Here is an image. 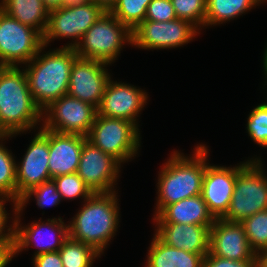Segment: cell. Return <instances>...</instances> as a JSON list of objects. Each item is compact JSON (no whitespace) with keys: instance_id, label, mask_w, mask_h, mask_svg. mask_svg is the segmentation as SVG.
Listing matches in <instances>:
<instances>
[{"instance_id":"obj_1","label":"cell","mask_w":267,"mask_h":267,"mask_svg":"<svg viewBox=\"0 0 267 267\" xmlns=\"http://www.w3.org/2000/svg\"><path fill=\"white\" fill-rule=\"evenodd\" d=\"M209 149L200 144L194 148V154L185 156L173 151L168 161L162 166L158 176V198L155 215L167 205L201 194L203 177L208 164Z\"/></svg>"},{"instance_id":"obj_2","label":"cell","mask_w":267,"mask_h":267,"mask_svg":"<svg viewBox=\"0 0 267 267\" xmlns=\"http://www.w3.org/2000/svg\"><path fill=\"white\" fill-rule=\"evenodd\" d=\"M41 118L42 110L29 90L24 69L0 66V135L31 132Z\"/></svg>"},{"instance_id":"obj_3","label":"cell","mask_w":267,"mask_h":267,"mask_svg":"<svg viewBox=\"0 0 267 267\" xmlns=\"http://www.w3.org/2000/svg\"><path fill=\"white\" fill-rule=\"evenodd\" d=\"M45 47L44 45L24 68L29 90L41 110L68 94L71 69L78 57L74 48L63 47L41 55Z\"/></svg>"},{"instance_id":"obj_4","label":"cell","mask_w":267,"mask_h":267,"mask_svg":"<svg viewBox=\"0 0 267 267\" xmlns=\"http://www.w3.org/2000/svg\"><path fill=\"white\" fill-rule=\"evenodd\" d=\"M84 202L68 224L69 237L103 254L120 222L117 193H93Z\"/></svg>"},{"instance_id":"obj_5","label":"cell","mask_w":267,"mask_h":267,"mask_svg":"<svg viewBox=\"0 0 267 267\" xmlns=\"http://www.w3.org/2000/svg\"><path fill=\"white\" fill-rule=\"evenodd\" d=\"M132 44V31L111 12H104L75 46L79 58L111 64L125 43Z\"/></svg>"},{"instance_id":"obj_6","label":"cell","mask_w":267,"mask_h":267,"mask_svg":"<svg viewBox=\"0 0 267 267\" xmlns=\"http://www.w3.org/2000/svg\"><path fill=\"white\" fill-rule=\"evenodd\" d=\"M261 158H251L239 171L228 211L222 217L241 223L259 211L267 210V174Z\"/></svg>"},{"instance_id":"obj_7","label":"cell","mask_w":267,"mask_h":267,"mask_svg":"<svg viewBox=\"0 0 267 267\" xmlns=\"http://www.w3.org/2000/svg\"><path fill=\"white\" fill-rule=\"evenodd\" d=\"M138 127L132 121L97 115L87 139L124 164L136 156L141 146Z\"/></svg>"},{"instance_id":"obj_8","label":"cell","mask_w":267,"mask_h":267,"mask_svg":"<svg viewBox=\"0 0 267 267\" xmlns=\"http://www.w3.org/2000/svg\"><path fill=\"white\" fill-rule=\"evenodd\" d=\"M43 46V36L37 30L0 8V66L27 64Z\"/></svg>"},{"instance_id":"obj_9","label":"cell","mask_w":267,"mask_h":267,"mask_svg":"<svg viewBox=\"0 0 267 267\" xmlns=\"http://www.w3.org/2000/svg\"><path fill=\"white\" fill-rule=\"evenodd\" d=\"M97 116V108L68 94L42 110L41 127L62 134L87 137Z\"/></svg>"},{"instance_id":"obj_10","label":"cell","mask_w":267,"mask_h":267,"mask_svg":"<svg viewBox=\"0 0 267 267\" xmlns=\"http://www.w3.org/2000/svg\"><path fill=\"white\" fill-rule=\"evenodd\" d=\"M20 208H14V257L28 247L36 246L38 249L33 256L41 253L56 252L64 241L69 237L68 224L64 223L63 218L58 217L47 219L44 222L33 221L30 225L21 226ZM35 242V243H34ZM34 244V245H33Z\"/></svg>"},{"instance_id":"obj_11","label":"cell","mask_w":267,"mask_h":267,"mask_svg":"<svg viewBox=\"0 0 267 267\" xmlns=\"http://www.w3.org/2000/svg\"><path fill=\"white\" fill-rule=\"evenodd\" d=\"M104 12L99 5L93 2L73 8H59L49 12L47 28L43 34V44L47 47L52 40L72 38V42L63 46V48H75L86 31Z\"/></svg>"},{"instance_id":"obj_12","label":"cell","mask_w":267,"mask_h":267,"mask_svg":"<svg viewBox=\"0 0 267 267\" xmlns=\"http://www.w3.org/2000/svg\"><path fill=\"white\" fill-rule=\"evenodd\" d=\"M200 31L189 21H143L132 31L131 46L140 49H171L189 43Z\"/></svg>"},{"instance_id":"obj_13","label":"cell","mask_w":267,"mask_h":267,"mask_svg":"<svg viewBox=\"0 0 267 267\" xmlns=\"http://www.w3.org/2000/svg\"><path fill=\"white\" fill-rule=\"evenodd\" d=\"M121 163L87 138L84 140L77 174L93 193L113 192Z\"/></svg>"},{"instance_id":"obj_14","label":"cell","mask_w":267,"mask_h":267,"mask_svg":"<svg viewBox=\"0 0 267 267\" xmlns=\"http://www.w3.org/2000/svg\"><path fill=\"white\" fill-rule=\"evenodd\" d=\"M21 162L16 163L17 203L32 188L51 180L49 174V130L39 127Z\"/></svg>"},{"instance_id":"obj_15","label":"cell","mask_w":267,"mask_h":267,"mask_svg":"<svg viewBox=\"0 0 267 267\" xmlns=\"http://www.w3.org/2000/svg\"><path fill=\"white\" fill-rule=\"evenodd\" d=\"M110 64L77 57L71 69L68 95L98 108L104 89L111 78Z\"/></svg>"},{"instance_id":"obj_16","label":"cell","mask_w":267,"mask_h":267,"mask_svg":"<svg viewBox=\"0 0 267 267\" xmlns=\"http://www.w3.org/2000/svg\"><path fill=\"white\" fill-rule=\"evenodd\" d=\"M147 100L148 94L143 89L110 78L97 108V115L132 121L138 126V114Z\"/></svg>"},{"instance_id":"obj_17","label":"cell","mask_w":267,"mask_h":267,"mask_svg":"<svg viewBox=\"0 0 267 267\" xmlns=\"http://www.w3.org/2000/svg\"><path fill=\"white\" fill-rule=\"evenodd\" d=\"M249 161L241 162L239 166L234 167L210 165L209 163L206 165L201 196L214 218H222L228 211L237 174Z\"/></svg>"},{"instance_id":"obj_18","label":"cell","mask_w":267,"mask_h":267,"mask_svg":"<svg viewBox=\"0 0 267 267\" xmlns=\"http://www.w3.org/2000/svg\"><path fill=\"white\" fill-rule=\"evenodd\" d=\"M212 255L234 261H257L258 256L250 248L243 225L215 218L210 230Z\"/></svg>"},{"instance_id":"obj_19","label":"cell","mask_w":267,"mask_h":267,"mask_svg":"<svg viewBox=\"0 0 267 267\" xmlns=\"http://www.w3.org/2000/svg\"><path fill=\"white\" fill-rule=\"evenodd\" d=\"M156 235L167 245L204 257L210 250L212 225L156 223Z\"/></svg>"},{"instance_id":"obj_20","label":"cell","mask_w":267,"mask_h":267,"mask_svg":"<svg viewBox=\"0 0 267 267\" xmlns=\"http://www.w3.org/2000/svg\"><path fill=\"white\" fill-rule=\"evenodd\" d=\"M77 134H62L49 131V174L51 179L76 173L84 140Z\"/></svg>"},{"instance_id":"obj_21","label":"cell","mask_w":267,"mask_h":267,"mask_svg":"<svg viewBox=\"0 0 267 267\" xmlns=\"http://www.w3.org/2000/svg\"><path fill=\"white\" fill-rule=\"evenodd\" d=\"M153 220L154 223L213 225L215 218L200 194L167 205Z\"/></svg>"},{"instance_id":"obj_22","label":"cell","mask_w":267,"mask_h":267,"mask_svg":"<svg viewBox=\"0 0 267 267\" xmlns=\"http://www.w3.org/2000/svg\"><path fill=\"white\" fill-rule=\"evenodd\" d=\"M204 256L165 244L156 234L152 238L146 267H202Z\"/></svg>"},{"instance_id":"obj_23","label":"cell","mask_w":267,"mask_h":267,"mask_svg":"<svg viewBox=\"0 0 267 267\" xmlns=\"http://www.w3.org/2000/svg\"><path fill=\"white\" fill-rule=\"evenodd\" d=\"M0 8L20 23L37 30L42 36L49 12L42 0H1Z\"/></svg>"},{"instance_id":"obj_24","label":"cell","mask_w":267,"mask_h":267,"mask_svg":"<svg viewBox=\"0 0 267 267\" xmlns=\"http://www.w3.org/2000/svg\"><path fill=\"white\" fill-rule=\"evenodd\" d=\"M258 5L256 0H206L204 27L230 22Z\"/></svg>"},{"instance_id":"obj_25","label":"cell","mask_w":267,"mask_h":267,"mask_svg":"<svg viewBox=\"0 0 267 267\" xmlns=\"http://www.w3.org/2000/svg\"><path fill=\"white\" fill-rule=\"evenodd\" d=\"M12 135H0V197L14 200L17 203L16 161L14 155L3 145L6 138Z\"/></svg>"},{"instance_id":"obj_26","label":"cell","mask_w":267,"mask_h":267,"mask_svg":"<svg viewBox=\"0 0 267 267\" xmlns=\"http://www.w3.org/2000/svg\"><path fill=\"white\" fill-rule=\"evenodd\" d=\"M64 267H91L101 254L94 248L68 237L58 250Z\"/></svg>"},{"instance_id":"obj_27","label":"cell","mask_w":267,"mask_h":267,"mask_svg":"<svg viewBox=\"0 0 267 267\" xmlns=\"http://www.w3.org/2000/svg\"><path fill=\"white\" fill-rule=\"evenodd\" d=\"M243 225L250 248L258 256L267 250V210L244 219Z\"/></svg>"},{"instance_id":"obj_28","label":"cell","mask_w":267,"mask_h":267,"mask_svg":"<svg viewBox=\"0 0 267 267\" xmlns=\"http://www.w3.org/2000/svg\"><path fill=\"white\" fill-rule=\"evenodd\" d=\"M152 0H118L110 11L122 24L133 31L146 18V11Z\"/></svg>"},{"instance_id":"obj_29","label":"cell","mask_w":267,"mask_h":267,"mask_svg":"<svg viewBox=\"0 0 267 267\" xmlns=\"http://www.w3.org/2000/svg\"><path fill=\"white\" fill-rule=\"evenodd\" d=\"M52 180L64 200H73L82 197L85 201L93 194L77 173L60 175Z\"/></svg>"},{"instance_id":"obj_30","label":"cell","mask_w":267,"mask_h":267,"mask_svg":"<svg viewBox=\"0 0 267 267\" xmlns=\"http://www.w3.org/2000/svg\"><path fill=\"white\" fill-rule=\"evenodd\" d=\"M171 2L177 18L189 21L198 30L203 28L206 17V0H171Z\"/></svg>"},{"instance_id":"obj_31","label":"cell","mask_w":267,"mask_h":267,"mask_svg":"<svg viewBox=\"0 0 267 267\" xmlns=\"http://www.w3.org/2000/svg\"><path fill=\"white\" fill-rule=\"evenodd\" d=\"M31 196H34L38 207L42 209L46 206H56L63 200L52 179L32 188L17 203V207L23 210Z\"/></svg>"},{"instance_id":"obj_32","label":"cell","mask_w":267,"mask_h":267,"mask_svg":"<svg viewBox=\"0 0 267 267\" xmlns=\"http://www.w3.org/2000/svg\"><path fill=\"white\" fill-rule=\"evenodd\" d=\"M247 119L246 128L250 138L259 146L267 148V103L256 106Z\"/></svg>"},{"instance_id":"obj_33","label":"cell","mask_w":267,"mask_h":267,"mask_svg":"<svg viewBox=\"0 0 267 267\" xmlns=\"http://www.w3.org/2000/svg\"><path fill=\"white\" fill-rule=\"evenodd\" d=\"M176 18L171 0H152L147 7L144 21L166 22Z\"/></svg>"},{"instance_id":"obj_34","label":"cell","mask_w":267,"mask_h":267,"mask_svg":"<svg viewBox=\"0 0 267 267\" xmlns=\"http://www.w3.org/2000/svg\"><path fill=\"white\" fill-rule=\"evenodd\" d=\"M6 201H11L12 203H14L12 205L14 206L13 209L17 208V203L14 200L0 197V243H14V221H12V224L10 226L6 225L10 218L8 217L9 214L5 209ZM6 227L9 228L6 229Z\"/></svg>"},{"instance_id":"obj_35","label":"cell","mask_w":267,"mask_h":267,"mask_svg":"<svg viewBox=\"0 0 267 267\" xmlns=\"http://www.w3.org/2000/svg\"><path fill=\"white\" fill-rule=\"evenodd\" d=\"M202 267H257V261H234L209 252L204 257Z\"/></svg>"},{"instance_id":"obj_36","label":"cell","mask_w":267,"mask_h":267,"mask_svg":"<svg viewBox=\"0 0 267 267\" xmlns=\"http://www.w3.org/2000/svg\"><path fill=\"white\" fill-rule=\"evenodd\" d=\"M32 261L34 267H64L59 251L38 254Z\"/></svg>"},{"instance_id":"obj_37","label":"cell","mask_w":267,"mask_h":267,"mask_svg":"<svg viewBox=\"0 0 267 267\" xmlns=\"http://www.w3.org/2000/svg\"><path fill=\"white\" fill-rule=\"evenodd\" d=\"M14 243H0V267H6L14 257Z\"/></svg>"},{"instance_id":"obj_38","label":"cell","mask_w":267,"mask_h":267,"mask_svg":"<svg viewBox=\"0 0 267 267\" xmlns=\"http://www.w3.org/2000/svg\"><path fill=\"white\" fill-rule=\"evenodd\" d=\"M96 5H99L105 12H110L117 4L118 0H91Z\"/></svg>"},{"instance_id":"obj_39","label":"cell","mask_w":267,"mask_h":267,"mask_svg":"<svg viewBox=\"0 0 267 267\" xmlns=\"http://www.w3.org/2000/svg\"><path fill=\"white\" fill-rule=\"evenodd\" d=\"M91 0H62L61 8H73L91 3Z\"/></svg>"},{"instance_id":"obj_40","label":"cell","mask_w":267,"mask_h":267,"mask_svg":"<svg viewBox=\"0 0 267 267\" xmlns=\"http://www.w3.org/2000/svg\"><path fill=\"white\" fill-rule=\"evenodd\" d=\"M62 0H42L48 12L61 8Z\"/></svg>"},{"instance_id":"obj_41","label":"cell","mask_w":267,"mask_h":267,"mask_svg":"<svg viewBox=\"0 0 267 267\" xmlns=\"http://www.w3.org/2000/svg\"><path fill=\"white\" fill-rule=\"evenodd\" d=\"M257 267H267V250L258 255Z\"/></svg>"},{"instance_id":"obj_42","label":"cell","mask_w":267,"mask_h":267,"mask_svg":"<svg viewBox=\"0 0 267 267\" xmlns=\"http://www.w3.org/2000/svg\"><path fill=\"white\" fill-rule=\"evenodd\" d=\"M263 67H264L265 79H267V47L265 48V52L263 55Z\"/></svg>"},{"instance_id":"obj_43","label":"cell","mask_w":267,"mask_h":267,"mask_svg":"<svg viewBox=\"0 0 267 267\" xmlns=\"http://www.w3.org/2000/svg\"><path fill=\"white\" fill-rule=\"evenodd\" d=\"M259 4L264 3L267 0H256Z\"/></svg>"}]
</instances>
